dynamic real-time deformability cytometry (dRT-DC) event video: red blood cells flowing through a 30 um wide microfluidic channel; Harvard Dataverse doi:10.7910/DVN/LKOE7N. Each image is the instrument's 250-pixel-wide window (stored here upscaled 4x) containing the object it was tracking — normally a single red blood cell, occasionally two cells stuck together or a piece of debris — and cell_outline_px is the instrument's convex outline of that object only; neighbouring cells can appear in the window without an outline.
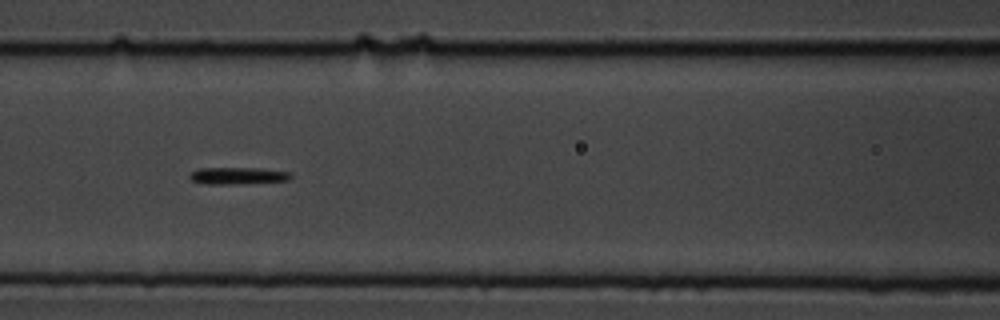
{"species": "common noctule bat (a hibernating species)", "species_latin": "Nyctalus noctula", "temperature_condition": "cold", "stored_images_in_passage": 47, "camera_frame_rate_fps": 3000, "um_per_image_px": 0.085, "animal": {"sex": "male", "body_mass_g": 19.5, "forearm_length_mm": 54.6}, "frame": {"image": 1, "passage_image": 16, "time_ms": 5.0, "image_size_px": [1000, 320], "cell_outline_px": [[292, 176], [288, 180], [240, 184], [208, 184], [192, 180], [188, 176], [192, 172], [200, 168], [260, 168], [292, 172]], "centroid_in_image_um": [20.25, 14.93], "position_along_channel_um": 146.3, "area_um2": 10.0}}